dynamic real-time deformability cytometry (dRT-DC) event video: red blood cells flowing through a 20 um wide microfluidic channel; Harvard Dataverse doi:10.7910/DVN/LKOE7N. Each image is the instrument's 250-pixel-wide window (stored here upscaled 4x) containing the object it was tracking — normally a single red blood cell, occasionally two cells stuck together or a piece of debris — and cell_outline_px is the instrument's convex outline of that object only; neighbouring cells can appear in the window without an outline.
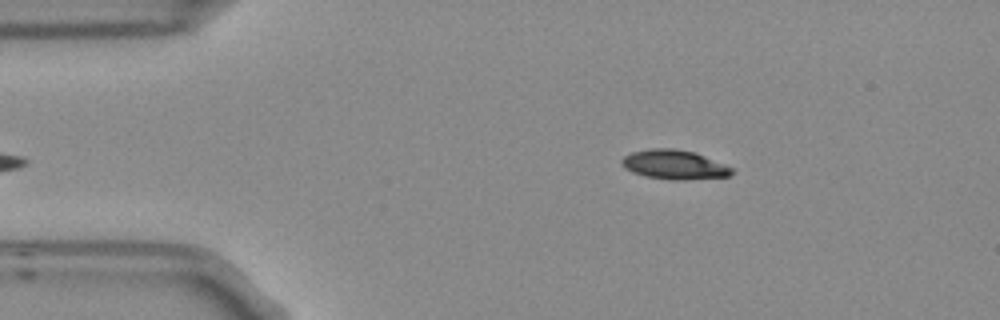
{"species": "Egyptian fruit bat (a non-hibernating species)", "species_latin": "Rousettus aegyptiacus", "temperature_condition": "room temperature", "stored_images_in_passage": 4, "camera_frame_rate_fps": 3000, "um_per_image_px": 0.085, "frame": {"image": 1, "passage_image": 1, "time_ms": 0.0, "image_size_px": [1000, 320], "cell_outline_px": [[736, 172], [728, 176], [684, 180], [668, 180], [648, 176], [632, 172], [624, 168], [620, 164], [620, 160], [624, 156], [632, 152], [652, 148], [676, 148], [696, 152], [724, 164], [732, 168]], "centroid_in_image_um": [57.31, 13.99], "position_along_channel_um": 27.7, "area_um2": 18.96}}
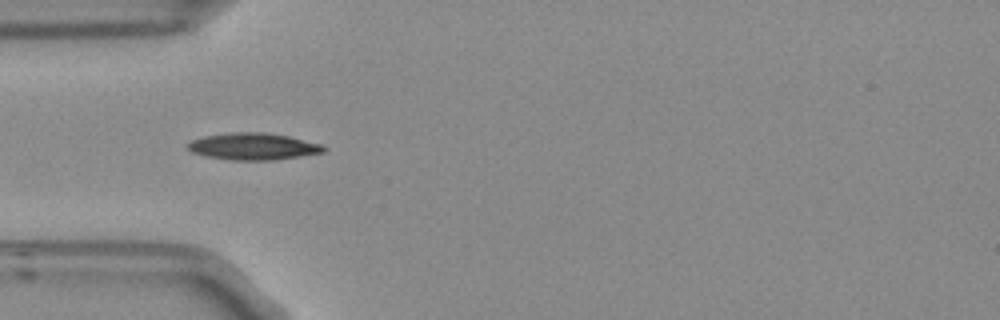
{"frame": {"image": 2, "passage_image": 3, "time_ms": 0.667, "image_size_px": [1000, 320], "cell_outline_px": [[328, 148], [324, 152], [300, 156], [272, 160], [232, 160], [208, 156], [192, 152], [184, 144], [192, 140], [204, 136], [232, 132], [264, 132], [288, 136], [320, 144]], "centroid_in_image_um": [21.51, 12.44], "position_along_channel_um": 63.5, "area_um2": 21.15}}